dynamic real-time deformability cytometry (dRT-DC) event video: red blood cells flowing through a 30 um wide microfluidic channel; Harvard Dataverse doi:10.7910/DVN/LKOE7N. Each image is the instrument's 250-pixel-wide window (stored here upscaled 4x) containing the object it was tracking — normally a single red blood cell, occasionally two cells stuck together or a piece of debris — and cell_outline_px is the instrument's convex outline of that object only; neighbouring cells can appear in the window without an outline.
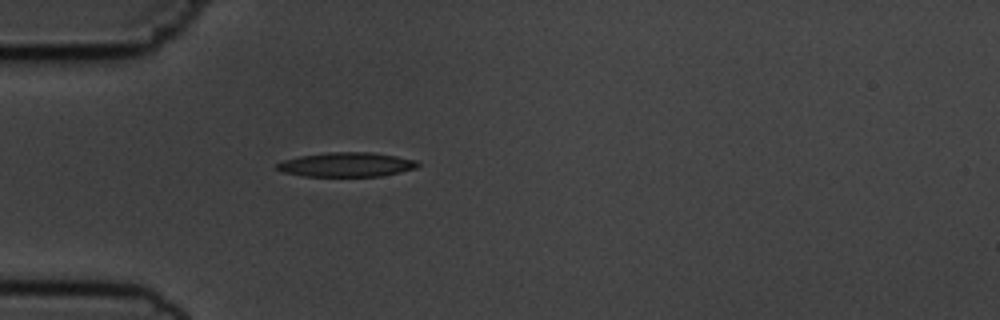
{"species": "common noctule bat (a hibernating species)", "species_latin": "Nyctalus noctula", "temperature_condition": "cold", "stored_images_in_passage": 5, "camera_frame_rate_fps": 3000, "um_per_image_px": 0.085, "animal": {"sex": "male", "body_mass_g": 19.5, "forearm_length_mm": 54.6}, "frame": {"image": 1, "passage_image": 5, "time_ms": 4.333, "image_size_px": [1000, 320], "cell_outline_px": [[420, 164], [416, 168], [400, 172], [380, 176], [304, 176], [280, 172], [276, 168], [276, 164], [284, 160], [300, 156], [328, 152], [372, 152], [396, 156], [416, 160]], "centroid_in_image_um": [29.44, 13.99], "position_along_channel_um": 55.6, "area_um2": 20.0}}